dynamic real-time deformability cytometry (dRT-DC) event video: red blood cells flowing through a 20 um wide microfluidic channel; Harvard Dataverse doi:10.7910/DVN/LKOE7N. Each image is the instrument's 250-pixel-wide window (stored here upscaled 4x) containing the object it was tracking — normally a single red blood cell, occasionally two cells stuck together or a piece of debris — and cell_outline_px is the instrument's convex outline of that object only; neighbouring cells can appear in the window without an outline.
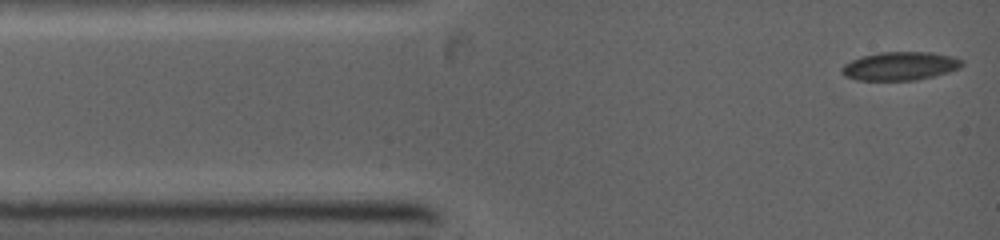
{"species": "common noctule bat (a hibernating species)", "species_latin": "Nyctalus noctula", "temperature_condition": "warm", "stored_images_in_passage": 47, "camera_frame_rate_fps": 5000, "um_per_image_px": 0.085, "animal": {"sex": "female", "body_mass_g": 19.0, "forearm_length_mm": 53.3}, "frame": {"image": 1, "passage_image": 1, "time_ms": 0.0, "image_size_px": [1000, 240], "cell_outline_px": [[964, 64], [960, 68], [948, 72], [916, 80], [856, 80], [844, 76], [840, 72], [840, 68], [844, 64], [860, 56], [880, 52], [928, 52], [952, 56], [964, 60]], "centroid_in_image_um": [76.48, 5.61], "position_along_channel_um": 8.5, "area_um2": 20.06}}
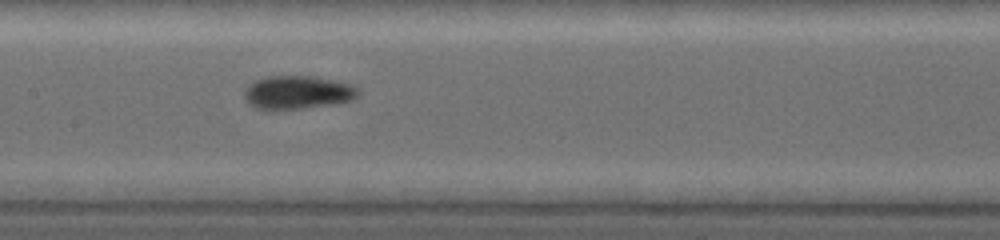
{"frame": {"image": 2, "passage_image": 22, "time_ms": 5.0, "image_size_px": [1000, 240], "cell_outline_px": [[360, 92], [352, 100], [296, 108], [256, 108], [248, 104], [244, 96], [244, 92], [248, 84], [256, 80], [268, 76], [312, 76], [352, 84]], "centroid_in_image_um": [25.25, 7.82], "position_along_channel_um": 182.1, "area_um2": 21.44}}
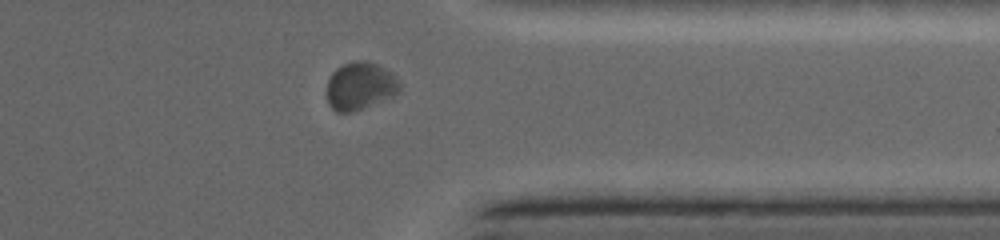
{"frame": {"image": 3, "passage_image": 41, "time_ms": 9.4, "image_size_px": [1000, 240], "cell_outline_px": [[400, 92], [392, 96], [352, 112], [336, 112], [328, 104], [328, 80], [332, 72], [336, 68], [352, 60], [368, 60], [392, 72], [396, 76], [400, 84]], "centroid_in_image_um": [30.61, 7.28], "position_along_channel_um": 380.8, "area_um2": 20.23}}